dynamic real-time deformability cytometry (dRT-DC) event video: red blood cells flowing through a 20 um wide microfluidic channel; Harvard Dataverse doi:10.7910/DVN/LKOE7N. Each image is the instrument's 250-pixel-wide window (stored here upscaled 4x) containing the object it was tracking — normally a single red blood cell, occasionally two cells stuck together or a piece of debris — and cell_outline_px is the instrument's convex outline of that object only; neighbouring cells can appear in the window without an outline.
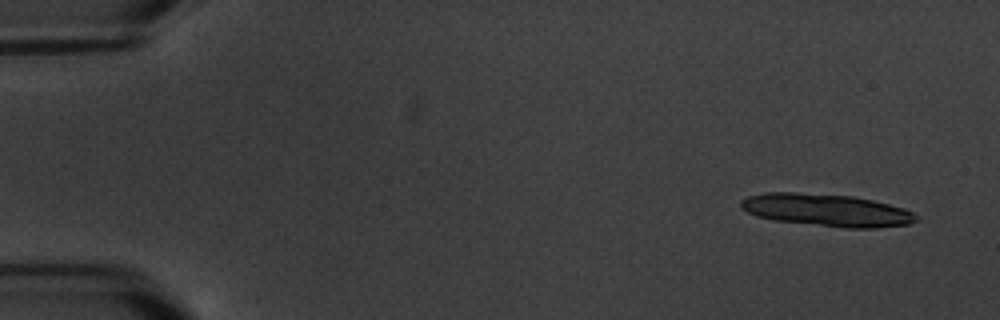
{"species": "common noctule bat (a hibernating species)", "species_latin": "Nyctalus noctula", "temperature_condition": "warm", "stored_images_in_passage": 8, "camera_frame_rate_fps": 3000, "um_per_image_px": 0.085, "animal": {"sex": "male", "body_mass_g": 20.1, "forearm_length_mm": 53.5}, "frame": {"image": 1, "passage_image": 1, "time_ms": 0.0, "image_size_px": [1000, 320], "cell_outline_px": [[920, 220], [908, 224], [876, 228], [844, 228], [772, 220], [756, 216], [740, 208], [740, 200], [748, 196], [764, 192], [792, 192], [852, 196], [872, 200], [904, 208], [920, 216]], "centroid_in_image_um": [70.26, 17.87], "position_along_channel_um": 14.7, "area_um2": 33.35}}
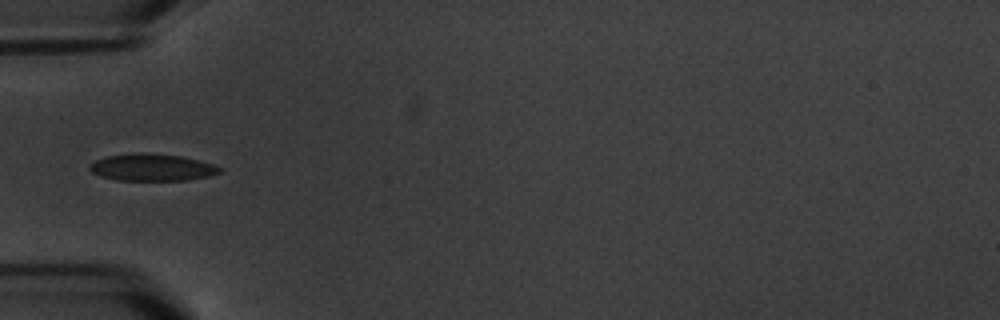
{"frame": {"image": 2, "passage_image": 6, "time_ms": 5.667, "image_size_px": [1000, 320], "cell_outline_px": [[224, 172], [208, 176], [188, 180], [116, 180], [100, 176], [92, 172], [88, 168], [88, 164], [96, 160], [108, 156], [140, 152], [144, 152], [180, 156], [212, 164], [220, 168]], "centroid_in_image_um": [12.89, 14.23], "position_along_channel_um": 72.1, "area_um2": 20.4}}
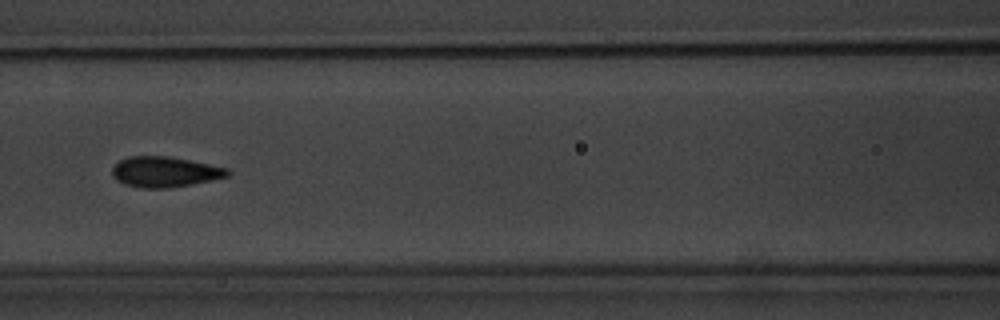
{"frame": {"image": 3, "passage_image": 8, "time_ms": 8.0, "image_size_px": [1000, 320], "cell_outline_px": [[232, 172], [228, 176], [212, 180], [192, 184], [168, 188], [140, 188], [124, 184], [116, 180], [112, 176], [112, 168], [120, 160], [128, 156], [168, 156], [228, 168]], "centroid_in_image_um": [13.99, 14.61], "position_along_channel_um": 152.6, "area_um2": 20.52}}